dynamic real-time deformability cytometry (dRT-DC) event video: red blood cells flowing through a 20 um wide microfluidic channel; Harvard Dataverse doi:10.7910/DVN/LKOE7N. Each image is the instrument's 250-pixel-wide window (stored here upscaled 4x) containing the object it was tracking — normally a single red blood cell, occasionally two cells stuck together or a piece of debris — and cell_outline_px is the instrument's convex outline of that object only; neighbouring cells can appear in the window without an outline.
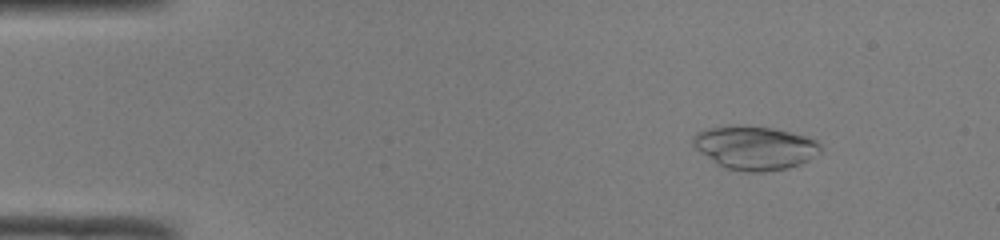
{"species": "common noctule bat (a hibernating species)", "species_latin": "Nyctalus noctula", "temperature_condition": "room temperature", "stored_images_in_passage": 50, "camera_frame_rate_fps": 3000, "um_per_image_px": 0.085, "animal": {"sex": "male", "body_mass_g": 19.0, "forearm_length_mm": 50.8}, "frame": {"image": 1, "passage_image": 7, "time_ms": 2.0, "image_size_px": [1000, 240], "cell_outline_px": [[824, 152], [800, 164], [788, 168], [764, 172], [744, 172], [728, 168], [720, 164], [700, 152], [692, 144], [692, 136], [696, 132], [708, 128], [736, 124], [772, 128], [804, 136], [816, 140], [820, 144]], "centroid_in_image_um": [64.18, 12.55], "position_along_channel_um": 20.8, "area_um2": 32.48}}
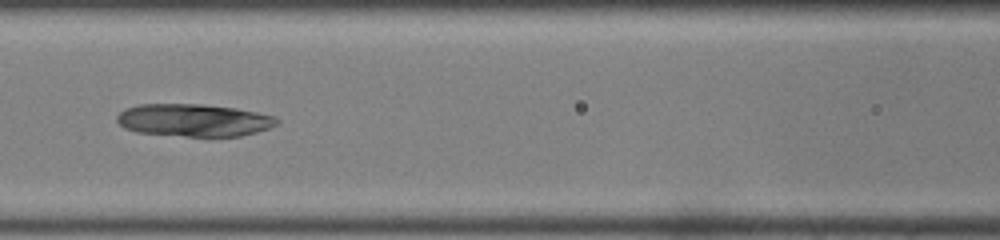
{"frame": {"image": 2, "passage_image": 23, "time_ms": 7.333, "image_size_px": [1000, 240], "cell_outline_px": [[280, 120], [276, 124], [268, 128], [256, 132], [240, 136], [184, 136], [136, 132], [124, 128], [116, 120], [116, 116], [120, 112], [128, 108], [140, 104], [204, 104], [236, 108], [276, 116]], "centroid_in_image_um": [16.48, 10.21], "position_along_channel_um": 150.1, "area_um2": 30.29}}
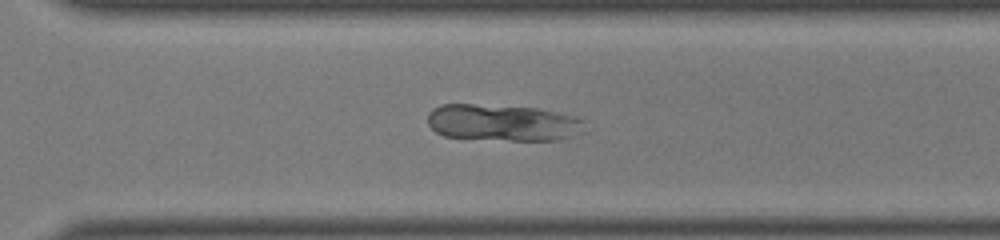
{"frame": {"image": 3, "passage_image": 36, "time_ms": 11.667, "image_size_px": [1000, 240], "cell_outline_px": [[584, 120], [572, 136], [560, 140], [512, 140], [444, 136], [436, 132], [428, 124], [428, 112], [432, 108], [440, 104], [472, 104], [536, 108], [556, 112], [572, 116]], "centroid_in_image_um": [42.62, 10.41], "position_along_channel_um": 328.0, "area_um2": 32.89}}